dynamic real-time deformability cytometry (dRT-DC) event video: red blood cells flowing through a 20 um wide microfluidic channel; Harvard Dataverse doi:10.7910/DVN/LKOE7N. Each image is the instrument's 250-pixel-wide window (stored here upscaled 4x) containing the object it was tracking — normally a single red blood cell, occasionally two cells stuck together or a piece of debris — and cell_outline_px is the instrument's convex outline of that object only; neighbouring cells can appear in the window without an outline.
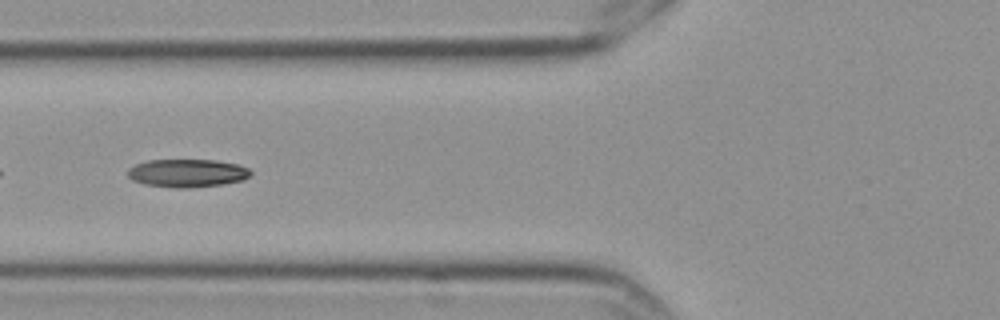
{"species": "Egyptian fruit bat (a non-hibernating species)", "species_latin": "Rousettus aegyptiacus", "temperature_condition": "cold", "stored_images_in_passage": 7, "camera_frame_rate_fps": 3000, "um_per_image_px": 0.085, "frame": {"image": 1, "passage_image": 3, "time_ms": 0.667, "image_size_px": [1000, 320], "cell_outline_px": [[252, 172], [244, 180], [224, 184], [188, 188], [176, 188], [144, 184], [132, 180], [128, 176], [128, 168], [136, 164], [148, 160], [216, 160], [236, 164], [248, 168]], "centroid_in_image_um": [15.91, 14.72], "position_along_channel_um": 109.9, "area_um2": 20.11}}
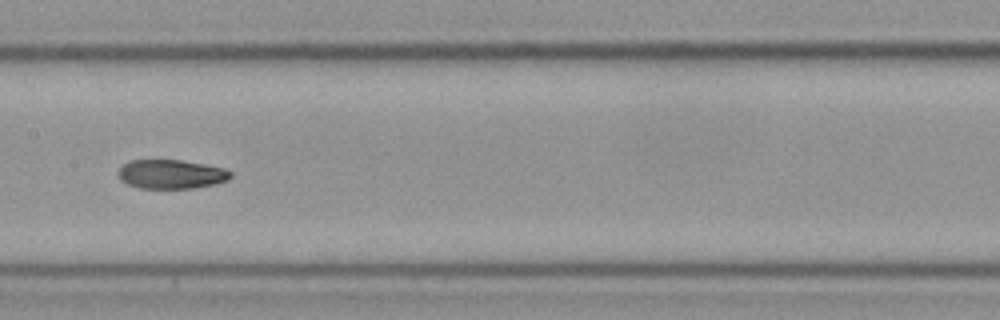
{"frame": {"image": 2, "passage_image": 5, "time_ms": 1.333, "image_size_px": [1000, 320], "cell_outline_px": [[232, 176], [228, 180], [212, 184], [192, 188], [140, 188], [128, 184], [120, 180], [116, 172], [124, 164], [132, 160], [180, 160], [224, 168], [232, 172]], "centroid_in_image_um": [14.52, 14.8], "position_along_channel_um": 192.9, "area_um2": 18.9}}
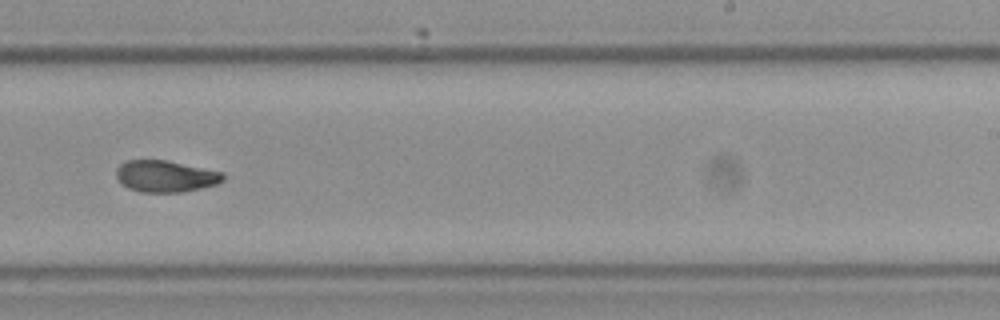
{"frame": {"image": 3, "passage_image": 7, "time_ms": 2.0, "image_size_px": [1000, 320], "cell_outline_px": [[224, 180], [216, 184], [180, 192], [140, 192], [128, 188], [116, 176], [116, 168], [120, 164], [128, 160], [164, 160], [220, 172], [224, 176]], "centroid_in_image_um": [14.02, 14.98], "position_along_channel_um": 275.0, "area_um2": 19.19}}